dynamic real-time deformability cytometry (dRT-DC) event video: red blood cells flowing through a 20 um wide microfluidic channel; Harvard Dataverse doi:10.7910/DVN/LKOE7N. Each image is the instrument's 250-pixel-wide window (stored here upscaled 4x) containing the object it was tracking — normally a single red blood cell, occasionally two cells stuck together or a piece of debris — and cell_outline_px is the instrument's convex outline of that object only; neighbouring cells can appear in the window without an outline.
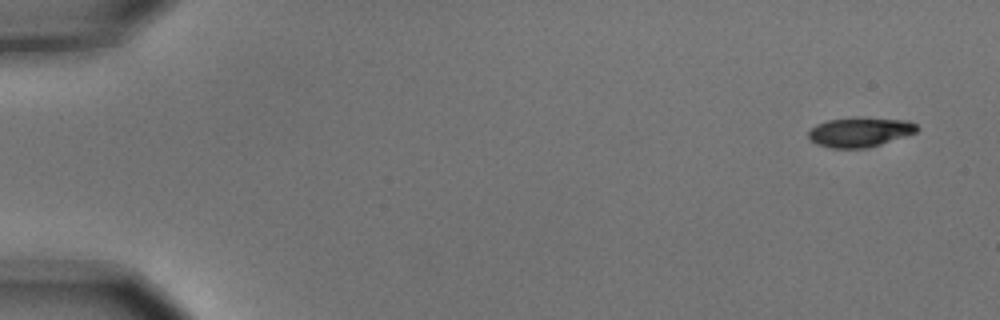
{"species": "common noctule bat (a hibernating species)", "species_latin": "Nyctalus noctula", "temperature_condition": "cold", "stored_images_in_passage": 6, "camera_frame_rate_fps": 3000, "um_per_image_px": 0.085, "animal": {"sex": "male", "body_mass_g": 15.6}, "frame": {"image": 1, "passage_image": 1, "time_ms": 0.0, "image_size_px": [1000, 320], "cell_outline_px": [[920, 128], [916, 132], [868, 148], [832, 148], [816, 144], [808, 136], [808, 132], [816, 124], [828, 120], [856, 116], [908, 120], [916, 124]], "centroid_in_image_um": [73.09, 11.2], "position_along_channel_um": 11.9, "area_um2": 18.9}}
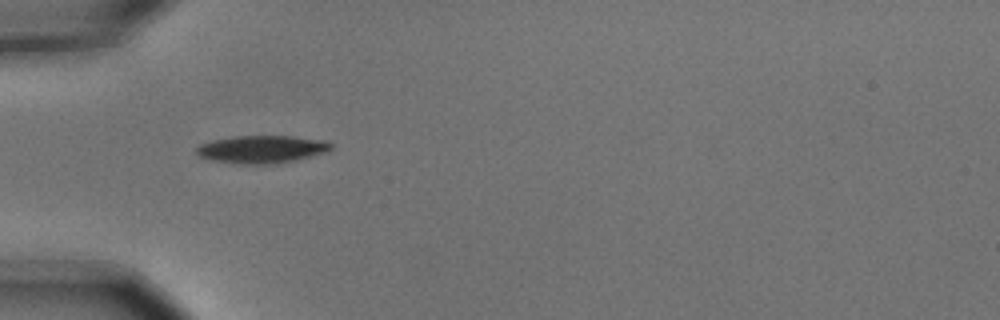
{"frame": {"image": 2, "passage_image": 5, "time_ms": 1.333, "image_size_px": [1000, 320], "cell_outline_px": [[332, 148], [324, 152], [296, 160], [276, 164], [236, 164], [216, 160], [200, 156], [196, 152], [196, 148], [200, 144], [212, 140], [236, 136], [292, 136], [324, 140], [332, 144]], "centroid_in_image_um": [22.25, 12.69], "position_along_channel_um": 62.7, "area_um2": 21.56}}
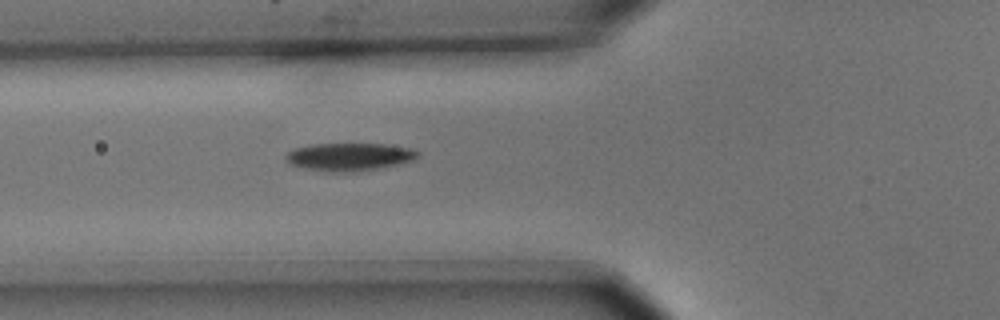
{"frame": {"image": 3, "passage_image": 6, "time_ms": 1.667, "image_size_px": [1000, 320], "cell_outline_px": [[420, 156], [412, 160], [400, 164], [380, 168], [356, 172], [328, 172], [304, 168], [288, 164], [284, 160], [284, 156], [288, 152], [296, 148], [312, 144], [384, 144], [412, 148], [420, 152]], "centroid_in_image_um": [29.69, 13.34], "position_along_channel_um": 96.1, "area_um2": 21.68}}